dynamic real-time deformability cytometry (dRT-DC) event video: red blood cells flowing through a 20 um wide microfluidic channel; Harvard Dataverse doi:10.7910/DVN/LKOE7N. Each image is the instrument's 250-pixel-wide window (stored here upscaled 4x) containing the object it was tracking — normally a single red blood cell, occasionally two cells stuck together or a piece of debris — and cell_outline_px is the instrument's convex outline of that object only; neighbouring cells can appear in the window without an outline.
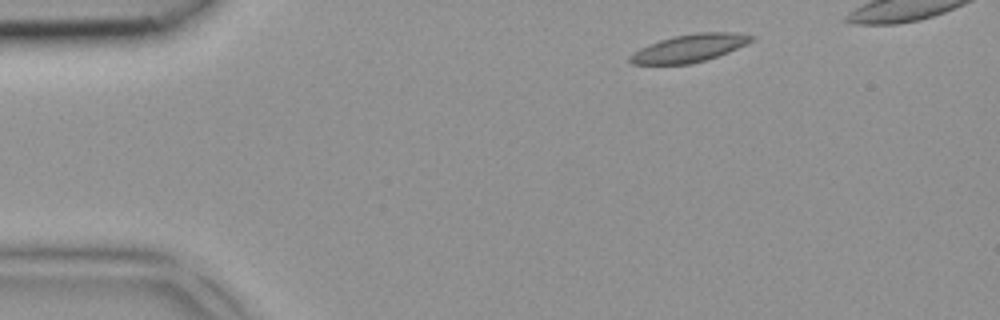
{"species": "common noctule bat (a hibernating species)", "species_latin": "Nyctalus noctula", "temperature_condition": "room temperature", "stored_images_in_passage": 3, "camera_frame_rate_fps": 3000, "um_per_image_px": 0.085, "animal": {"sex": "female", "body_mass_g": 18.4}, "frame": {"image": 1, "passage_image": 1, "time_ms": 0.0, "image_size_px": [1000, 320], "cell_outline_px": [[756, 36], [752, 40], [728, 52], [692, 64], [632, 64], [628, 60], [628, 56], [640, 48], [648, 44], [660, 40], [676, 36], [696, 32], [736, 32]], "centroid_in_image_um": [58.57, 4.09], "position_along_channel_um": 26.4, "area_um2": 19.42}}